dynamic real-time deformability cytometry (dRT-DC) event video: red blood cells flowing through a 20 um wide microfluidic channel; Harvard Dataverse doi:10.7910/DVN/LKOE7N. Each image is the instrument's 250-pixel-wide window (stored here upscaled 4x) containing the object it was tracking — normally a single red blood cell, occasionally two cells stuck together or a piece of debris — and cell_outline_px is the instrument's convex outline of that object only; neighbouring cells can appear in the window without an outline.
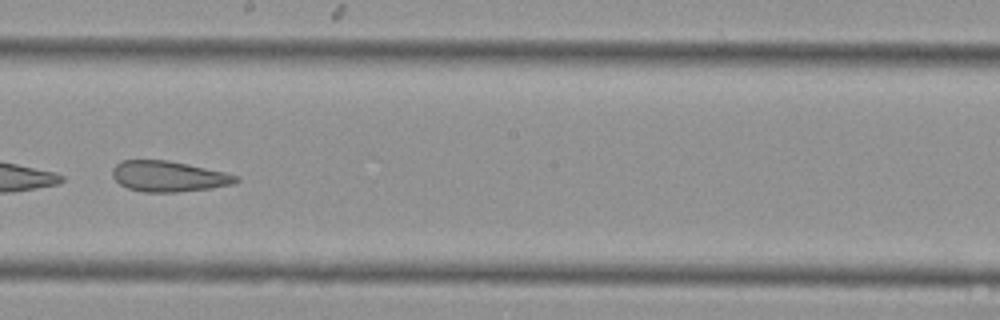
{"species": "Egyptian fruit bat (a non-hibernating species)", "species_latin": "Rousettus aegyptiacus", "temperature_condition": "cold", "stored_images_in_passage": 31, "camera_frame_rate_fps": 3000, "um_per_image_px": 0.085, "animal": {"sex": "female"}, "frame": {"image": 1, "passage_image": 14, "time_ms": 4.333, "image_size_px": [1000, 320], "cell_outline_px": [[240, 180], [232, 184], [212, 188], [176, 192], [144, 192], [128, 188], [120, 184], [112, 176], [112, 168], [120, 160], [168, 160], [188, 164], [224, 172], [240, 176]], "centroid_in_image_um": [14.32, 14.98], "position_along_channel_um": 233.9, "area_um2": 22.14}}